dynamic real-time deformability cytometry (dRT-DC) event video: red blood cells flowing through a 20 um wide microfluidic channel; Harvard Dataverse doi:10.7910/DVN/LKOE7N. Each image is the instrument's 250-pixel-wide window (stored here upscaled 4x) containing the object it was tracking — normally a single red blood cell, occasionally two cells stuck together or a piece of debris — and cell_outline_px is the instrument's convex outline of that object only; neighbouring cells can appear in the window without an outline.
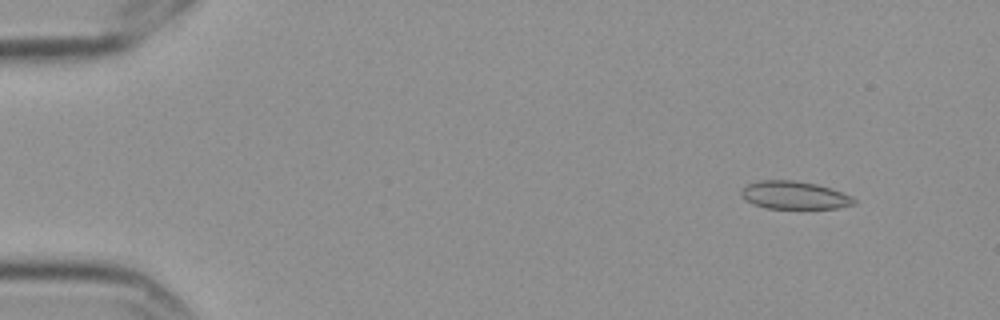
{"species": "Egyptian fruit bat (a non-hibernating species)", "species_latin": "Rousettus aegyptiacus", "temperature_condition": "cold", "stored_images_in_passage": 5, "camera_frame_rate_fps": 3000, "um_per_image_px": 0.085, "frame": {"image": 1, "passage_image": 2, "time_ms": 0.333, "image_size_px": [1000, 320], "cell_outline_px": [[856, 204], [840, 208], [768, 208], [752, 204], [744, 200], [740, 196], [740, 192], [744, 184], [760, 180], [792, 180], [816, 184], [852, 196], [856, 200]], "centroid_in_image_um": [67.46, 16.59], "position_along_channel_um": 17.5, "area_um2": 18.44}}
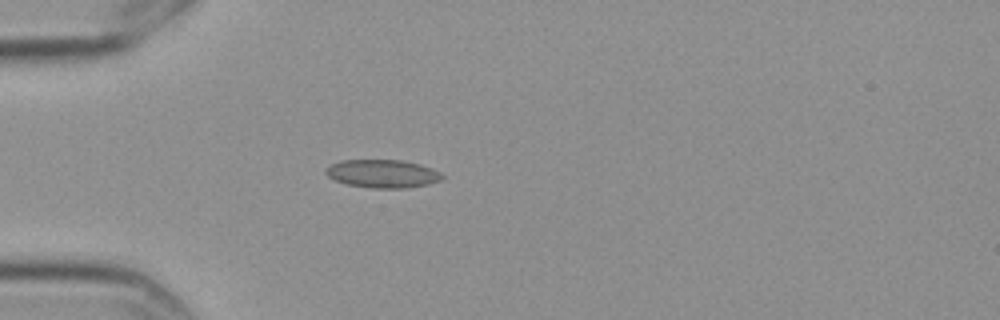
{"frame": {"image": 2, "passage_image": 5, "time_ms": 1.333, "image_size_px": [1000, 320], "cell_outline_px": [[444, 176], [440, 180], [428, 184], [408, 188], [372, 188], [348, 184], [336, 180], [328, 176], [324, 172], [324, 168], [328, 164], [340, 160], [400, 160], [432, 168], [440, 172]], "centroid_in_image_um": [32.47, 14.76], "position_along_channel_um": 52.5, "area_um2": 19.07}}